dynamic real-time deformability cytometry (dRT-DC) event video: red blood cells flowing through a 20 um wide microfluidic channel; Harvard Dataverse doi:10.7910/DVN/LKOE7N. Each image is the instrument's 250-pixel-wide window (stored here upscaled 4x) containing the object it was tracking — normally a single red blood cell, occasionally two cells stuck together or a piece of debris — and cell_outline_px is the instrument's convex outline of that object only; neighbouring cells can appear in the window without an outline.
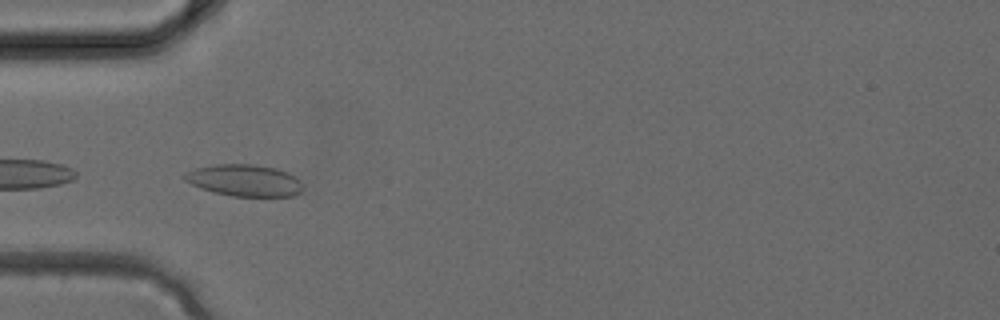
{"species": "common noctule bat (a hibernating species)", "species_latin": "Nyctalus noctula", "temperature_condition": "cold", "stored_images_in_passage": 3, "camera_frame_rate_fps": 3000, "um_per_image_px": 0.085, "animal": {"sex": "female", "body_mass_g": 24.6, "forearm_length_mm": 56.2}, "frame": {"image": 1, "passage_image": 2, "time_ms": 0.333, "image_size_px": [1000, 320], "cell_outline_px": [[304, 188], [300, 192], [292, 196], [232, 196], [216, 192], [192, 184], [184, 180], [180, 176], [184, 172], [196, 168], [216, 164], [252, 164], [276, 168], [288, 172], [300, 180]], "centroid_in_image_um": [20.78, 15.32], "position_along_channel_um": 64.2, "area_um2": 21.85}}
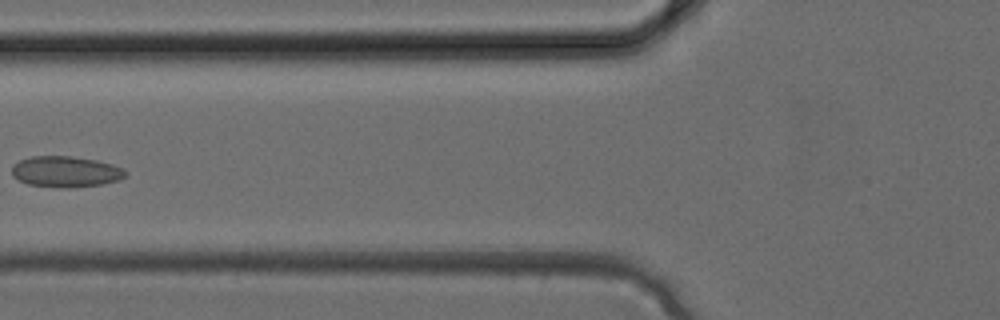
{"frame": {"image": 2, "passage_image": 3, "time_ms": 0.667, "image_size_px": [1000, 320], "cell_outline_px": [[128, 172], [120, 180], [100, 184], [68, 188], [64, 188], [28, 184], [12, 176], [12, 164], [20, 160], [32, 156], [72, 156], [96, 160], [112, 164]], "centroid_in_image_um": [5.56, 14.58], "position_along_channel_um": 120.2, "area_um2": 20.4}}